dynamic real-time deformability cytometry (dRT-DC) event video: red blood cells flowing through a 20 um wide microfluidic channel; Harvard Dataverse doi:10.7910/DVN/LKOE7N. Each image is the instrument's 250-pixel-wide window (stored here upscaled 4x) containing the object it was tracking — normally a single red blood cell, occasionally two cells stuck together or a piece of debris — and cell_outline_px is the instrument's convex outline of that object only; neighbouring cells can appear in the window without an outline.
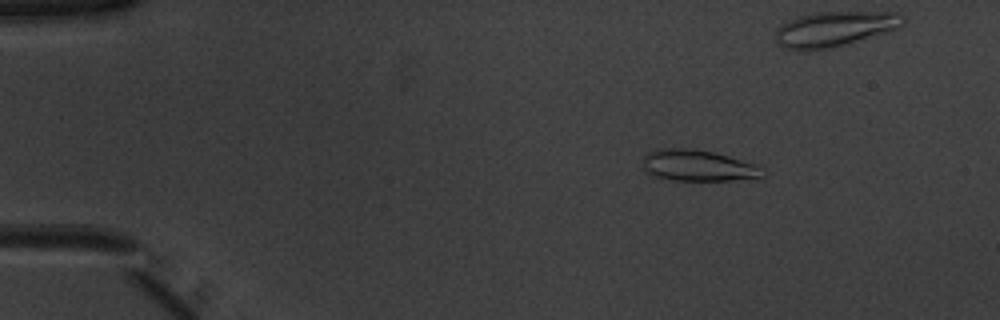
{"species": "common noctule bat (a hibernating species)", "species_latin": "Nyctalus noctula", "temperature_condition": "warm", "stored_images_in_passage": 53, "camera_frame_rate_fps": 3000, "um_per_image_px": 0.085, "animal": {"sex": "male", "body_mass_g": 20.1, "forearm_length_mm": 53.5}, "frame": {"image": 1, "passage_image": 9, "time_ms": 2.667, "image_size_px": [1000, 320], "cell_outline_px": [[764, 176], [760, 180], [672, 180], [656, 176], [644, 172], [644, 156], [652, 148], [688, 148], [712, 152], [728, 156], [756, 164]], "centroid_in_image_um": [59.33, 14.08], "position_along_channel_um": 25.7, "area_um2": 21.96}}
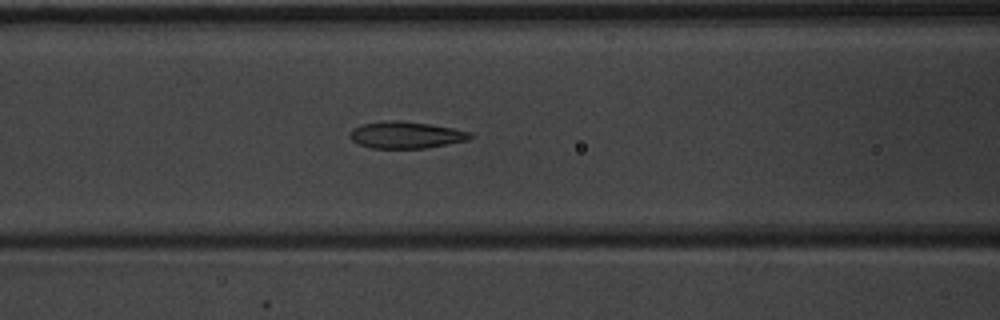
{"frame": {"image": 2, "passage_image": 23, "time_ms": 7.333, "image_size_px": [1000, 320], "cell_outline_px": [[476, 136], [468, 140], [448, 144], [424, 148], [372, 148], [360, 144], [352, 140], [348, 136], [348, 132], [352, 128], [360, 124], [388, 120], [400, 120], [432, 124], [472, 132]], "centroid_in_image_um": [34.51, 11.46], "position_along_channel_um": 132.1, "area_um2": 19.07}}
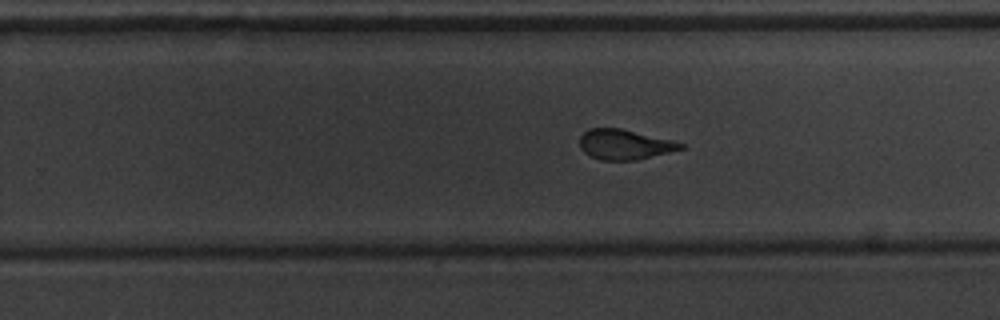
{"frame": {"image": 3, "passage_image": 34, "time_ms": 11.0, "image_size_px": [1000, 320], "cell_outline_px": [[684, 148], [636, 160], [600, 160], [584, 152], [580, 148], [580, 136], [588, 128], [620, 128], [672, 140], [684, 144]], "centroid_in_image_um": [53.06, 12.27], "position_along_channel_um": 276.7, "area_um2": 17.51}, "authors_computed_cell_mechanics": {"area_um2": 19.5364, "velocity_mm_per_s": 3.9505, "shape_relaxation_time_tau1_ms": 5.0468, "shape_relaxation_time_tau2_ms": 1.37, "deformation_change_tau1": 0.1894, "deformation_change_tau2": 0.1055}}